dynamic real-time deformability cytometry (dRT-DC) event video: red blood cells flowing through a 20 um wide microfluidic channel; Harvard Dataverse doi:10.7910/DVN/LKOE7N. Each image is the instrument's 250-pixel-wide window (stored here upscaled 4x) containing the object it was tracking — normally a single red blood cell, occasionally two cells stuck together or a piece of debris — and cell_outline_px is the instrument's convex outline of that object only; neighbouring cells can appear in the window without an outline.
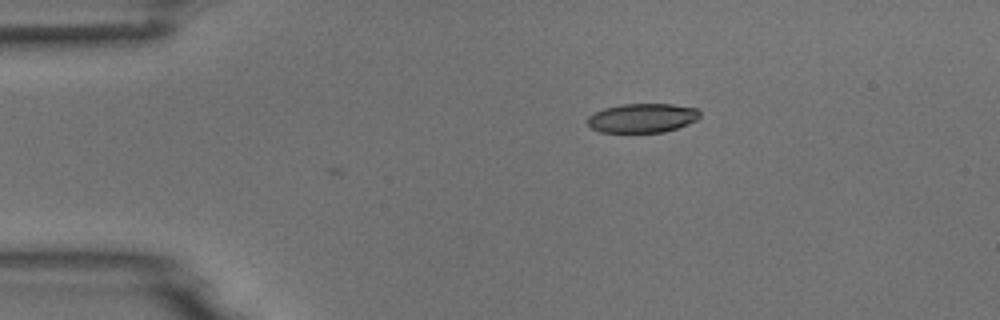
{"species": "common noctule bat (a hibernating species)", "species_latin": "Nyctalus noctula", "temperature_condition": "room temperature", "stored_images_in_passage": 4, "camera_frame_rate_fps": 3000, "um_per_image_px": 0.085, "animal": {"sex": "male", "body_mass_g": 18.8}, "frame": {"image": 1, "passage_image": 4, "time_ms": 4.333, "image_size_px": [1000, 320], "cell_outline_px": [[700, 116], [696, 120], [688, 124], [664, 132], [600, 132], [592, 128], [588, 124], [588, 116], [604, 108], [620, 104], [672, 104], [696, 108], [700, 112]], "centroid_in_image_um": [54.6, 10.03], "position_along_channel_um": 30.4, "area_um2": 19.02}}